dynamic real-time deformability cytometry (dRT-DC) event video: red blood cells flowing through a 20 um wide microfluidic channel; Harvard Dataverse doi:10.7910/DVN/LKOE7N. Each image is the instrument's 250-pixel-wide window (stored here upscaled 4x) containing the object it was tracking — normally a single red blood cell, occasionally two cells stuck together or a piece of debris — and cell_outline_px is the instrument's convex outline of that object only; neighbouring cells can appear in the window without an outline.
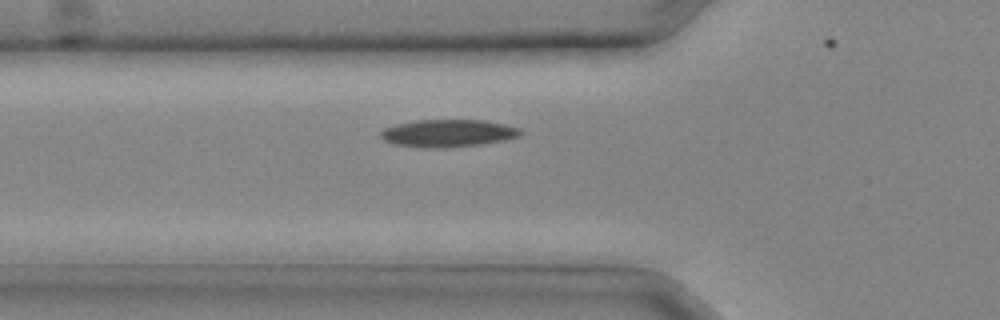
{"species": "common noctule bat (a hibernating species)", "species_latin": "Nyctalus noctula", "temperature_condition": "cold", "stored_images_in_passage": 21, "camera_frame_rate_fps": 3000, "um_per_image_px": 0.085, "animal": {"sex": "male", "body_mass_g": 20.4}, "frame": {"image": 1, "passage_image": 3, "time_ms": 0.667, "image_size_px": [1000, 320], "cell_outline_px": [[524, 132], [520, 136], [504, 140], [480, 144], [448, 148], [424, 148], [396, 144], [384, 140], [380, 136], [380, 132], [384, 128], [396, 124], [416, 120], [484, 120], [504, 124], [520, 128]], "centroid_in_image_um": [38.09, 11.32], "position_along_channel_um": 87.7, "area_um2": 22.48}}
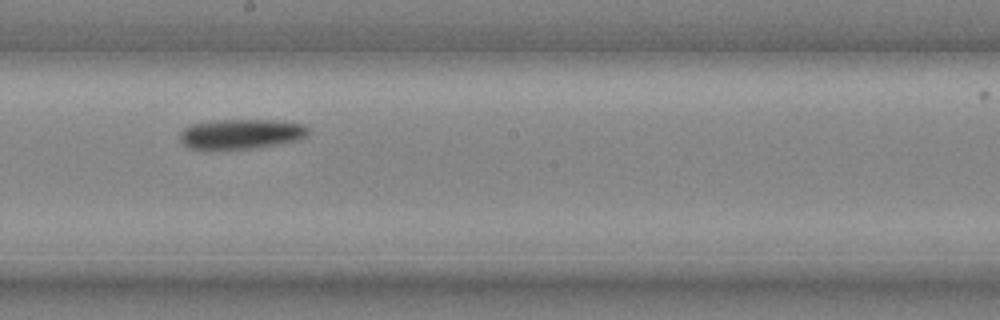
{"frame": {"image": 2, "passage_image": 10, "time_ms": 3.0, "image_size_px": [1000, 320], "cell_outline_px": [[308, 132], [304, 136], [296, 140], [260, 148], [224, 152], [200, 152], [188, 148], [180, 140], [180, 132], [184, 128], [192, 124], [216, 120], [268, 120], [304, 124], [308, 128]], "centroid_in_image_um": [20.37, 11.46], "position_along_channel_um": 227.8, "area_um2": 23.35}}
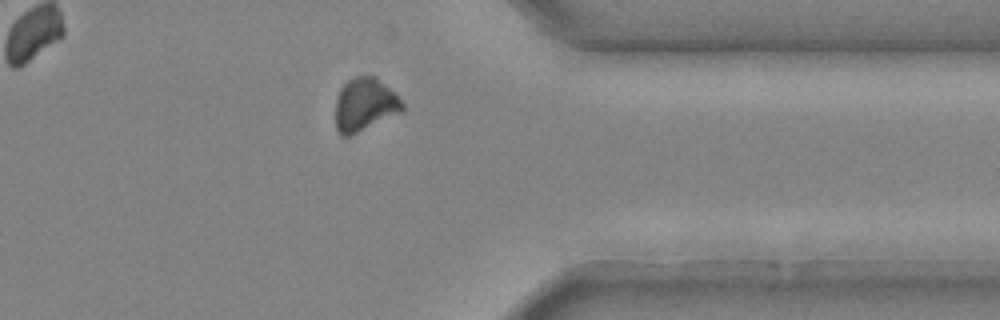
{"frame": {"image": 3, "passage_image": 18, "time_ms": 5.667, "image_size_px": [1000, 320], "cell_outline_px": [[404, 112], [348, 136], [340, 136], [336, 132], [336, 100], [340, 88], [348, 80], [356, 76], [372, 76], [396, 92], [404, 104]], "centroid_in_image_um": [31.02, 8.91], "position_along_channel_um": 380.4, "area_um2": 20.81}}